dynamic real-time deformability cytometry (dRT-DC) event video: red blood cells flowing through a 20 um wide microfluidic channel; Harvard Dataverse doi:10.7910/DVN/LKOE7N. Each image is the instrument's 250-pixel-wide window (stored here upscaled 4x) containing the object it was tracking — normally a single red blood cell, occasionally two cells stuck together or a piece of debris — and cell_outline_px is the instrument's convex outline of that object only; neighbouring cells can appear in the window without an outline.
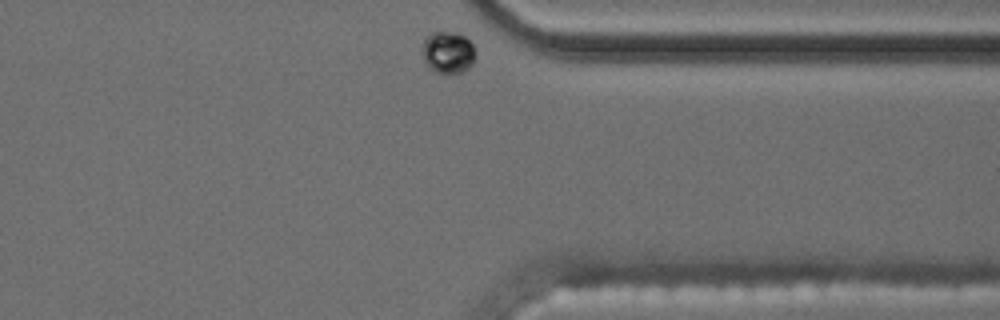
{"species": "common noctule bat (a hibernating species)", "species_latin": "Nyctalus noctula", "temperature_condition": "cold", "stored_images_in_passage": 35, "camera_frame_rate_fps": 3000, "um_per_image_px": 0.085, "animal": {"sex": "male", "body_mass_g": 17.5, "forearm_length_mm": 52.3}, "frame": {"image": 1, "passage_image": 35, "time_ms": 11.333, "image_size_px": [1000, 320], "cell_outline_px": [[476, 56], [472, 64], [464, 72], [456, 76], [436, 72], [428, 64], [420, 48], [420, 44], [432, 32], [460, 32], [472, 44], [476, 52]], "centroid_in_image_um": [38.11, 4.47], "position_along_channel_um": 373.3, "area_um2": 13.35}}